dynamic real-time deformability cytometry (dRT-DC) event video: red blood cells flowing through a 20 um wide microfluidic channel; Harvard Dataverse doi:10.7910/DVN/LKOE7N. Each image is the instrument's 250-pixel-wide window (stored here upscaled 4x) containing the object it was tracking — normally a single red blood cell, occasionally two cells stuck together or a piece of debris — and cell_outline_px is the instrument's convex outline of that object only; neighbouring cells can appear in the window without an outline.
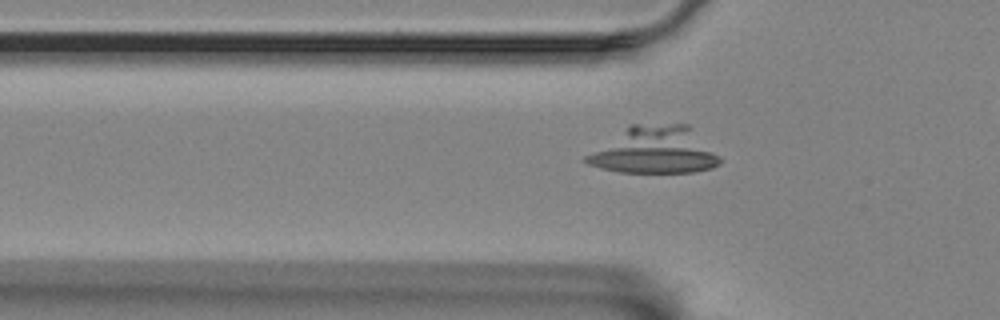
{"species": "Egyptian fruit bat (a non-hibernating species)", "species_latin": "Rousettus aegyptiacus", "temperature_condition": "room temperature", "stored_images_in_passage": 50, "segment_of_instrument_passage": [1, 2], "camera_frame_rate_fps": 3000, "um_per_image_px": 0.085, "animal": {"sex": "female"}, "frame": {"image": 1, "passage_image": 18, "time_ms": 5.667, "image_size_px": [1000, 320], "cell_outline_px": [[720, 164], [712, 168], [696, 172], [620, 172], [600, 168], [588, 164], [584, 160], [584, 156], [628, 124], [688, 124], [720, 156]], "centroid_in_image_um": [55.62, 12.77], "position_along_channel_um": 70.2, "area_um2": 36.7}}
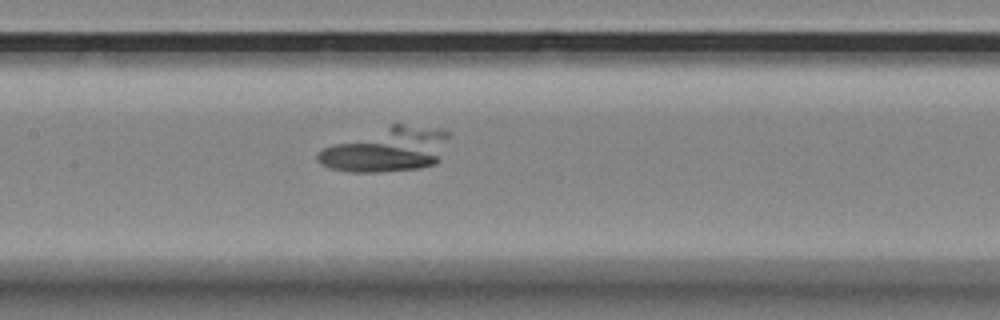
{"frame": {"image": 2, "passage_image": 27, "time_ms": 8.667, "image_size_px": [1000, 320], "cell_outline_px": [[452, 132], [440, 160], [436, 164], [420, 168], [380, 172], [352, 172], [328, 168], [320, 164], [316, 160], [316, 156], [324, 148], [392, 124], [400, 124], [444, 128]], "centroid_in_image_um": [32.96, 12.72], "position_along_channel_um": 174.4, "area_um2": 33.87}}
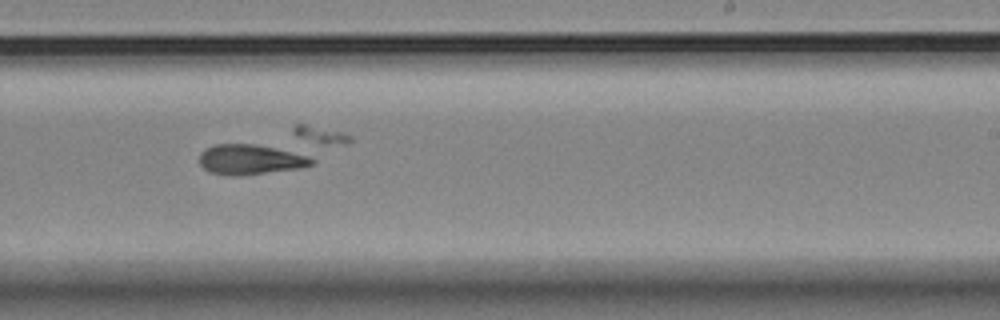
{"frame": {"image": 3, "passage_image": 35, "time_ms": 11.333, "image_size_px": [1000, 320], "cell_outline_px": [[352, 140], [312, 164], [300, 168], [240, 176], [236, 176], [208, 172], [200, 164], [200, 152], [204, 148], [216, 144], [296, 124], [304, 124], [344, 132], [352, 136]], "centroid_in_image_um": [23.19, 12.8], "position_along_channel_um": 265.8, "area_um2": 36.53}}